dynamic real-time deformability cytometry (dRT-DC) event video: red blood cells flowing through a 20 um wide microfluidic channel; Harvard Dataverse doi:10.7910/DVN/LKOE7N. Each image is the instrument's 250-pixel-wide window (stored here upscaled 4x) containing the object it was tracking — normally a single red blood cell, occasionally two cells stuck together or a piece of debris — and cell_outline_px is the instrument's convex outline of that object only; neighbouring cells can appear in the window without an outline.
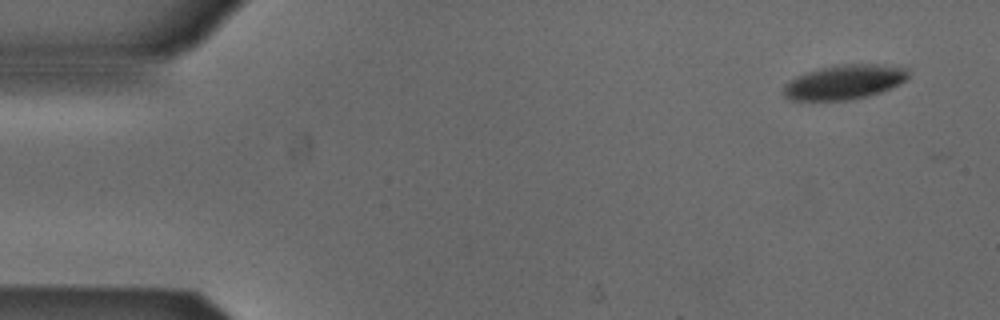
{"species": "Egyptian fruit bat (a non-hibernating species)", "species_latin": "Rousettus aegyptiacus", "temperature_condition": "cold", "stored_images_in_passage": 49, "camera_frame_rate_fps": 3000, "um_per_image_px": 0.085, "animal": {"sex": "male"}, "frame": {"image": 1, "passage_image": 1, "time_ms": 0.0, "image_size_px": [1000, 320], "cell_outline_px": [[908, 76], [904, 80], [880, 92], [868, 96], [848, 100], [788, 100], [784, 96], [784, 84], [796, 76], [820, 68], [840, 64], [880, 64], [908, 68]], "centroid_in_image_um": [71.73, 6.97], "position_along_channel_um": 13.3, "area_um2": 24.85}}
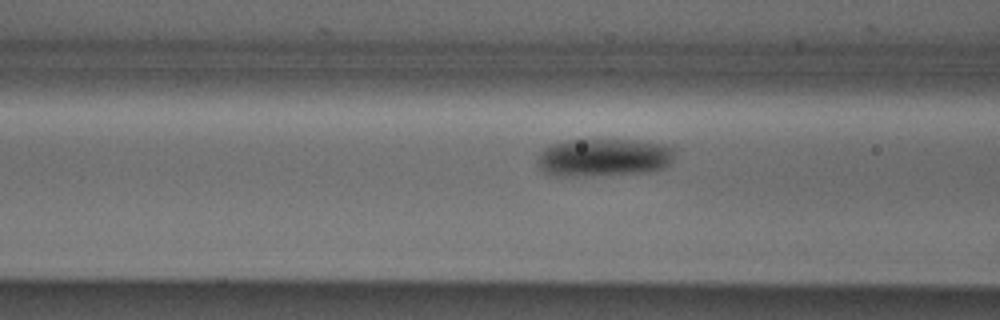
{"frame": {"image": 2, "passage_image": 18, "time_ms": 5.667, "image_size_px": [1000, 320], "cell_outline_px": [[676, 148], [672, 160], [664, 168], [644, 172], [576, 176], [552, 176], [544, 172], [536, 164], [536, 160], [540, 152], [544, 148], [552, 144], [564, 140], [636, 140], [664, 144]], "centroid_in_image_um": [51.28, 13.38], "position_along_channel_um": 115.3, "area_um2": 30.46}}
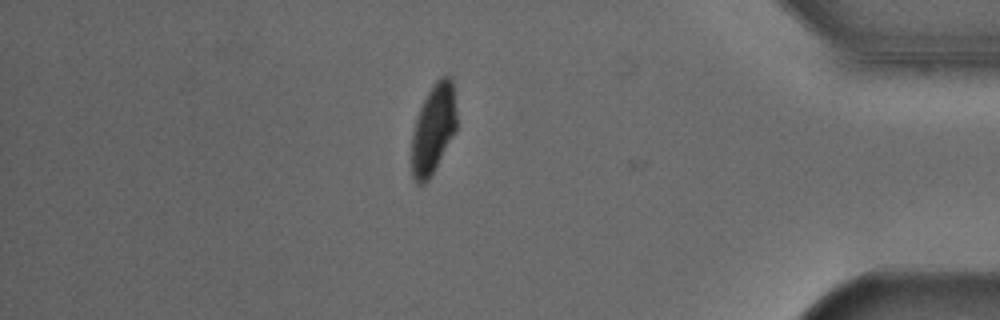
{"frame": {"image": 3, "passage_image": 43, "time_ms": 14.0, "image_size_px": [1000, 320], "cell_outline_px": [[456, 132], [432, 176], [424, 184], [416, 184], [412, 176], [412, 132], [420, 108], [432, 84], [440, 76], [452, 76], [456, 112]], "centroid_in_image_um": [36.85, 10.98], "position_along_channel_um": 398.4, "area_um2": 23.76}, "authors_computed_cell_mechanics": {"area_um2": 27.2816, "velocity_mm_per_s": 3.8597, "shape_relaxation_time_tau1_ms": 4.7126, "shape_relaxation_time_tau2_ms": null, "deformation_change_tau1": 0.1364, "deformation_change_tau2": null}}